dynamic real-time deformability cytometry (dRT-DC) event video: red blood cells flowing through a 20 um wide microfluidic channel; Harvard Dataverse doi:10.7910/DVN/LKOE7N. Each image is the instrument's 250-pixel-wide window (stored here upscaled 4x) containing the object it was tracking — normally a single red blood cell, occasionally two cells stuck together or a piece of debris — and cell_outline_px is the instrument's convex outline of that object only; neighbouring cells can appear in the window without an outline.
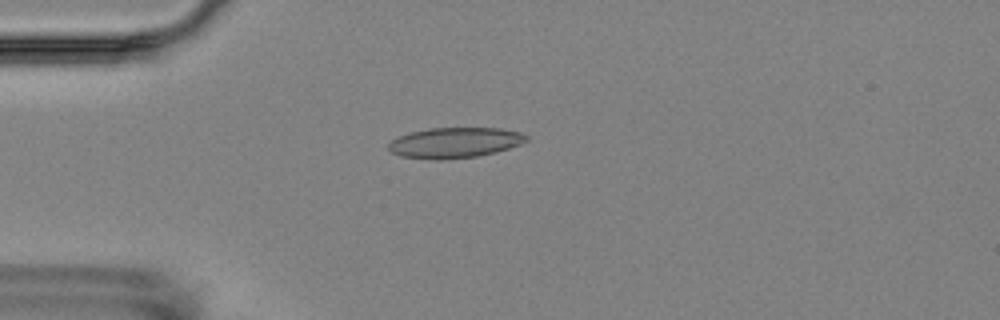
{"species": "Egyptian fruit bat (a non-hibernating species)", "species_latin": "Rousettus aegyptiacus", "temperature_condition": "room temperature", "stored_images_in_passage": 16, "camera_frame_rate_fps": 3000, "um_per_image_px": 0.085, "animal": {"sex": "female"}, "frame": {"image": 1, "passage_image": 4, "time_ms": 3.667, "image_size_px": [1000, 320], "cell_outline_px": [[528, 140], [520, 144], [496, 152], [476, 156], [440, 160], [432, 160], [400, 156], [392, 152], [388, 148], [388, 144], [392, 140], [400, 136], [412, 132], [428, 128], [500, 128], [520, 132], [528, 136]], "centroid_in_image_um": [38.65, 12.13], "position_along_channel_um": 46.3, "area_um2": 24.39}}
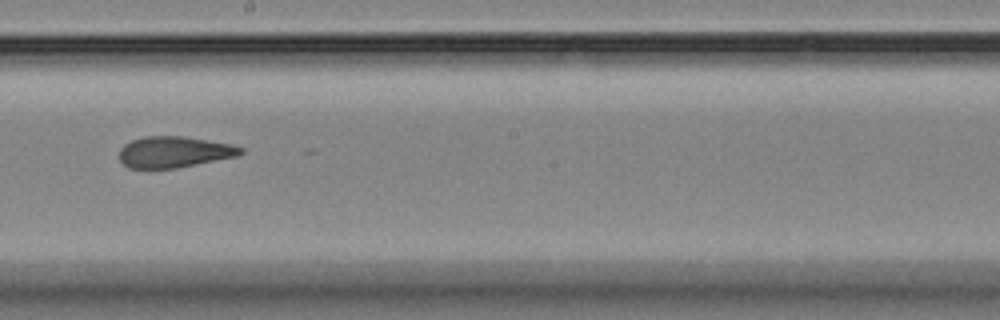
{"frame": {"image": 2, "passage_image": 9, "time_ms": 9.333, "image_size_px": [1000, 320], "cell_outline_px": [[244, 152], [236, 156], [176, 168], [128, 168], [120, 160], [120, 148], [124, 144], [132, 140], [144, 136], [184, 136], [232, 144], [244, 148]], "centroid_in_image_um": [14.8, 12.91], "position_along_channel_um": 233.4, "area_um2": 21.96}}
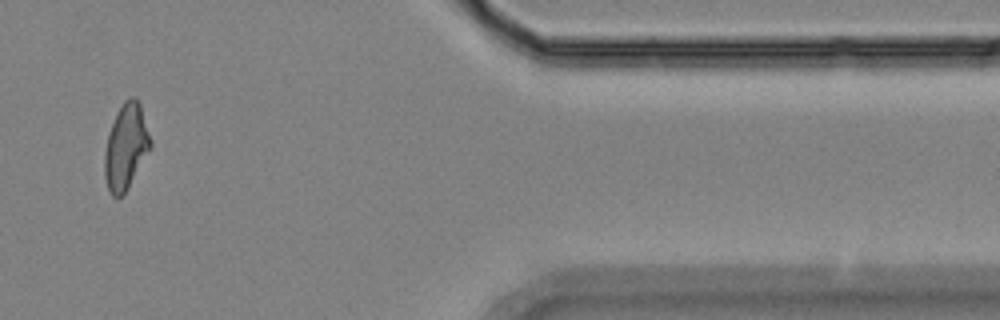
{"frame": {"image": 3, "passage_image": 14, "time_ms": 15.0, "image_size_px": [1000, 320], "cell_outline_px": [[152, 148], [128, 188], [120, 196], [112, 196], [108, 188], [104, 176], [104, 152], [108, 132], [116, 112], [124, 100], [132, 96], [136, 96], [140, 104], [152, 140]], "centroid_in_image_um": [10.71, 12.44], "position_along_channel_um": 400.7, "area_um2": 23.18}, "authors_computed_cell_mechanics": {"area_um2": 23.0622, "velocity_mm_per_s": 3.5789, "shape_relaxation_time_tau1_ms": null, "shape_relaxation_time_tau2_ms": 1.6251, "deformation_change_tau1": null, "deformation_change_tau2": 0.0783}}